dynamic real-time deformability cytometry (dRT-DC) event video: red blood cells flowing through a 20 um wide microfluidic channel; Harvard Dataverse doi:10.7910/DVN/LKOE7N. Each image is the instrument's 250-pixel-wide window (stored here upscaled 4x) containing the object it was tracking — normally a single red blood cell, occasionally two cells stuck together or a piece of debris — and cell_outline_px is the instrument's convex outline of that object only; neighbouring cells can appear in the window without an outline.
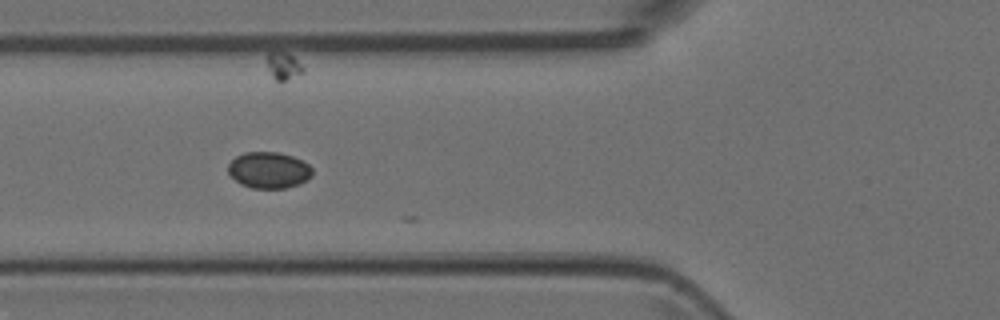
{"species": "Egyptian fruit bat (a non-hibernating species)", "species_latin": "Rousettus aegyptiacus", "temperature_condition": "room temperature", "stored_images_in_passage": 9, "camera_frame_rate_fps": 3000, "um_per_image_px": 0.085, "animal": {"sex": "female"}, "frame": {"image": 1, "passage_image": 6, "time_ms": 1.667, "image_size_px": [1000, 320], "cell_outline_px": [[312, 176], [300, 184], [284, 188], [252, 188], [240, 184], [228, 172], [228, 164], [236, 156], [244, 152], [280, 152], [292, 156], [308, 164], [312, 168]], "centroid_in_image_um": [22.85, 14.46], "position_along_channel_um": 103.0, "area_um2": 17.8}}
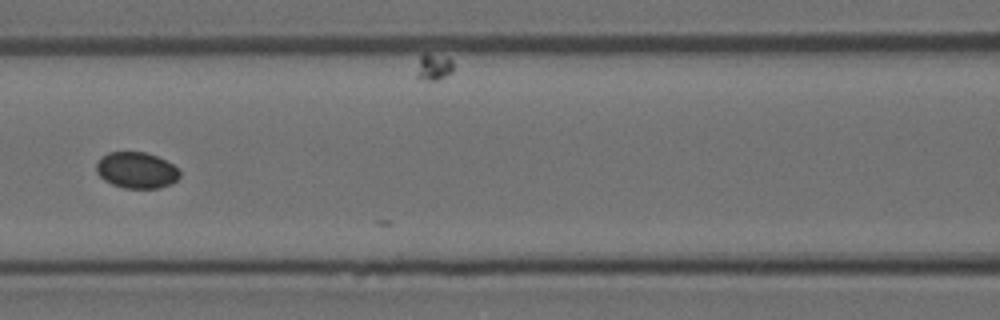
{"frame": {"image": 2, "passage_image": 7, "time_ms": 2.0, "image_size_px": [1000, 320], "cell_outline_px": [[180, 176], [172, 184], [160, 188], [124, 188], [112, 184], [104, 180], [96, 172], [96, 164], [100, 156], [108, 152], [144, 152], [156, 156], [172, 164], [180, 172]], "centroid_in_image_um": [11.58, 14.47], "position_along_channel_um": 155.0, "area_um2": 17.63}}